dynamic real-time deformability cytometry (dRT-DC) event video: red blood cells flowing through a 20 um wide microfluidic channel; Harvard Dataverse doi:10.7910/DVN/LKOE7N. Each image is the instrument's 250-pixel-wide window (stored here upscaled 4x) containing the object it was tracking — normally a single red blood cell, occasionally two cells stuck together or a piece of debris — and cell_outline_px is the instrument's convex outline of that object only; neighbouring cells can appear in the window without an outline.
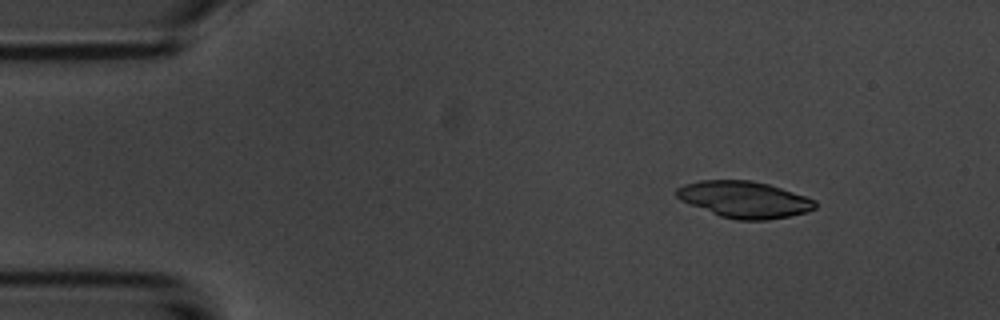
{"species": "common noctule bat (a hibernating species)", "species_latin": "Nyctalus noctula", "temperature_condition": "room temperature", "stored_images_in_passage": 4, "camera_frame_rate_fps": 3000, "um_per_image_px": 0.085, "animal": {"sex": "male", "body_mass_g": 20.1, "forearm_length_mm": 53.5}, "frame": {"image": 1, "passage_image": 2, "time_ms": 1.0, "image_size_px": [1000, 320], "cell_outline_px": [[816, 208], [808, 212], [768, 220], [736, 220], [720, 216], [680, 200], [676, 196], [676, 188], [684, 184], [700, 180], [752, 180], [768, 184], [816, 200]], "centroid_in_image_um": [63.26, 16.96], "position_along_channel_um": 21.7, "area_um2": 29.42}}